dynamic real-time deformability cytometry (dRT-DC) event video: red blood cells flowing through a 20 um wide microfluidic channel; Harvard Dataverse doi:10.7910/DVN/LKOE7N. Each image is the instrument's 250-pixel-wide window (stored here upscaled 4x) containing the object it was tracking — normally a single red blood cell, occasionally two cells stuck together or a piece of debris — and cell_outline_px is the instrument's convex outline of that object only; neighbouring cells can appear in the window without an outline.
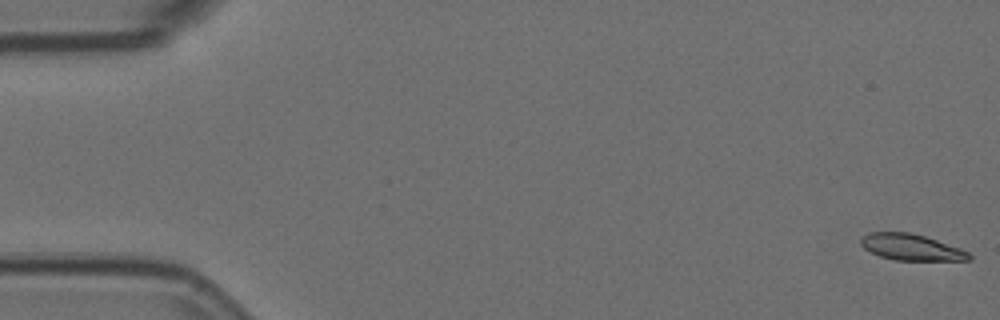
{"species": "Egyptian fruit bat (a non-hibernating species)", "species_latin": "Rousettus aegyptiacus", "temperature_condition": "room temperature", "stored_images_in_passage": 6, "camera_frame_rate_fps": 3000, "um_per_image_px": 0.085, "animal": {"sex": "female"}, "frame": {"image": 1, "passage_image": 1, "time_ms": 0.0, "image_size_px": [1000, 320], "cell_outline_px": [[972, 260], [896, 260], [880, 256], [864, 248], [860, 244], [860, 240], [868, 232], [908, 232], [924, 236], [960, 248], [968, 252], [972, 256]], "centroid_in_image_um": [77.45, 21.01], "position_along_channel_um": 7.5, "area_um2": 16.36}}
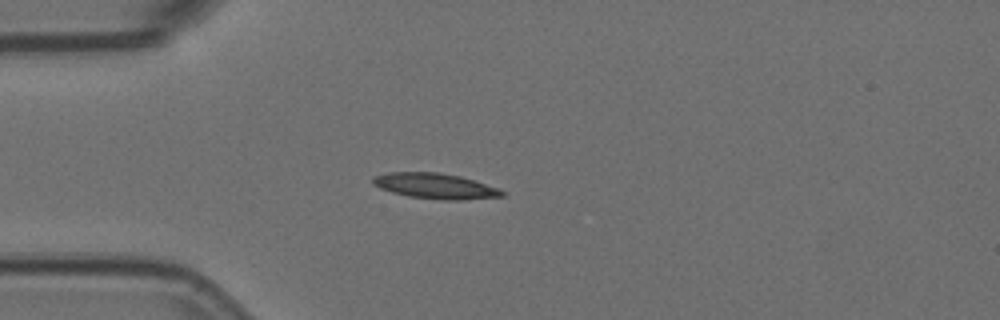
{"frame": {"image": 2, "passage_image": 5, "time_ms": 1.333, "image_size_px": [1000, 320], "cell_outline_px": [[504, 196], [460, 200], [444, 200], [408, 196], [392, 192], [380, 188], [372, 184], [372, 176], [388, 172], [436, 172], [460, 176], [500, 188], [504, 192]], "centroid_in_image_um": [36.97, 15.8], "position_along_channel_um": 48.0, "area_um2": 19.19}}